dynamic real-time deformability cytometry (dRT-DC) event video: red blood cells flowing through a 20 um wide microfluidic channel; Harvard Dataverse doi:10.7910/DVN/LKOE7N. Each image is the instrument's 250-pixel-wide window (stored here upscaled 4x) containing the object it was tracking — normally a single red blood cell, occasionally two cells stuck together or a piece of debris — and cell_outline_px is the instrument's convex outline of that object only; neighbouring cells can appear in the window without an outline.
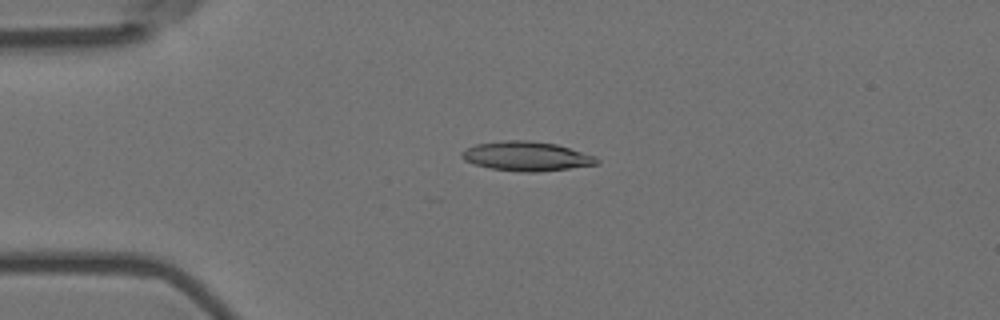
{"species": "Egyptian fruit bat (a non-hibernating species)", "species_latin": "Rousettus aegyptiacus", "temperature_condition": "room temperature", "stored_images_in_passage": 3, "camera_frame_rate_fps": 3000, "um_per_image_px": 0.085, "animal": {"sex": "female"}, "frame": {"image": 1, "passage_image": 2, "time_ms": 0.333, "image_size_px": [1000, 320], "cell_outline_px": [[600, 164], [536, 172], [524, 172], [492, 168], [476, 164], [464, 160], [460, 156], [460, 152], [476, 144], [504, 140], [528, 140], [556, 144], [596, 156], [600, 160]], "centroid_in_image_um": [44.77, 13.27], "position_along_channel_um": 40.2, "area_um2": 22.95}}